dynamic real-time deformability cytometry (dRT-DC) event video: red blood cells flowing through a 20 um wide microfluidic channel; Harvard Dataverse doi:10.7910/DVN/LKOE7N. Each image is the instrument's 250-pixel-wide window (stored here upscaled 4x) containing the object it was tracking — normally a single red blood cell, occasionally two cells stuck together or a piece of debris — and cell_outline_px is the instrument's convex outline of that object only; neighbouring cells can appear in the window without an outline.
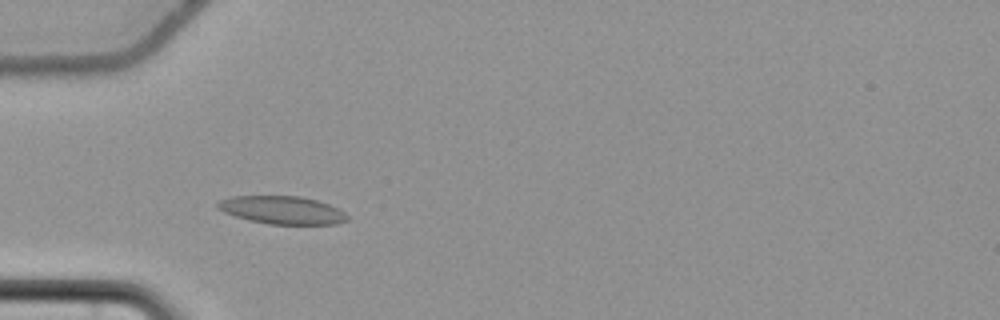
{"species": "common noctule bat (a hibernating species)", "species_latin": "Nyctalus noctula", "temperature_condition": "cold", "stored_images_in_passage": 52, "camera_frame_rate_fps": 3000, "um_per_image_px": 0.085, "animal": {"sex": "female", "body_mass_g": 22.7, "forearm_length_mm": 54.2}, "frame": {"image": 1, "passage_image": 13, "time_ms": 4.0, "image_size_px": [1000, 320], "cell_outline_px": [[348, 220], [336, 224], [268, 224], [248, 220], [224, 212], [216, 208], [216, 204], [220, 200], [232, 196], [300, 196], [316, 200], [340, 208], [348, 216]], "centroid_in_image_um": [23.99, 17.85], "position_along_channel_um": 61.0, "area_um2": 21.15}}
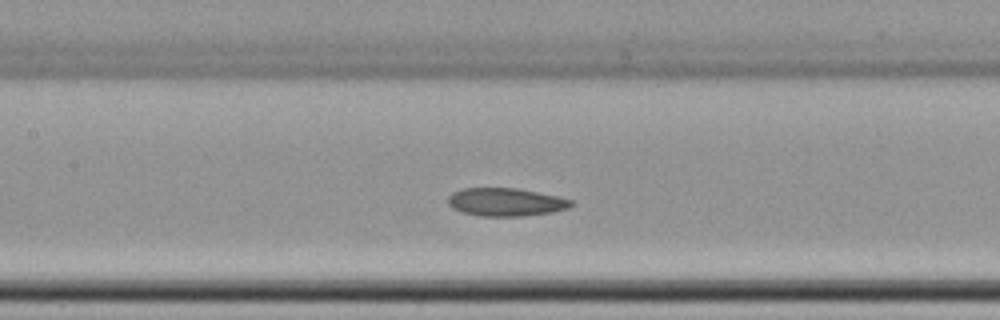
{"frame": {"image": 2, "passage_image": 22, "time_ms": 7.0, "image_size_px": [1000, 320], "cell_outline_px": [[576, 204], [568, 208], [552, 212], [524, 216], [480, 216], [464, 212], [452, 208], [448, 204], [448, 196], [452, 192], [464, 188], [516, 188], [556, 196], [572, 200]], "centroid_in_image_um": [42.99, 17.18], "position_along_channel_um": 164.4, "area_um2": 20.11}}
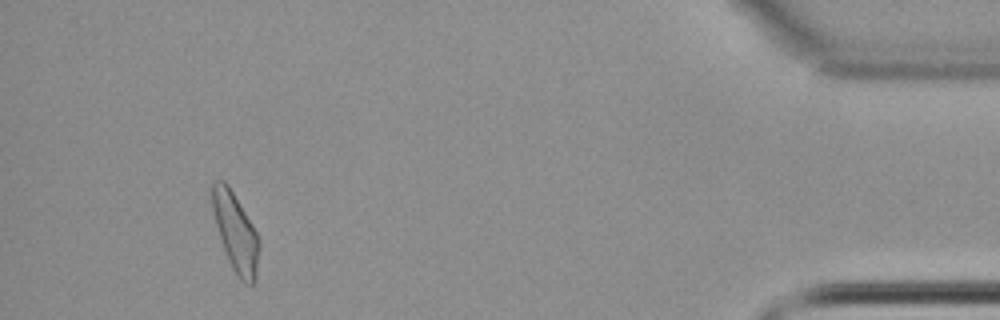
{"frame": {"image": 3, "passage_image": 48, "time_ms": 15.667, "image_size_px": [1000, 320], "cell_outline_px": [[260, 248], [256, 276], [252, 284], [244, 284], [240, 280], [232, 268], [228, 260], [216, 224], [212, 208], [212, 180], [224, 180], [228, 184], [252, 224], [260, 240]], "centroid_in_image_um": [20.04, 19.75], "position_along_channel_um": 415.2, "area_um2": 21.27}, "authors_computed_cell_mechanics": {"area_um2": 20.7791, "velocity_mm_per_s": 3.6486, "shape_relaxation_time_tau1_ms": null, "shape_relaxation_time_tau2_ms": 8.0698, "deformation_change_tau1": null, "deformation_change_tau2": 0.1439}}